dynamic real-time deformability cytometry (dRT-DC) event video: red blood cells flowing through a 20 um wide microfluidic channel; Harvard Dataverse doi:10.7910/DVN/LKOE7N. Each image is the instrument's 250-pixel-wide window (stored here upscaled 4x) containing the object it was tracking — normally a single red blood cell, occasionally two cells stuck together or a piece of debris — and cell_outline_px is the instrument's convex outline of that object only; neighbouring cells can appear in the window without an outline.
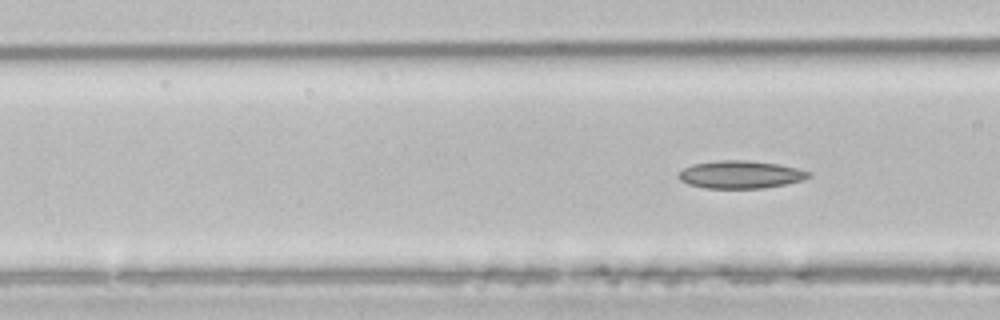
{"species": "common noctule bat (a hibernating species)", "species_latin": "Nyctalus noctula", "temperature_condition": "room temperature", "stored_images_in_passage": 6, "camera_frame_rate_fps": 3000, "um_per_image_px": 0.085, "animal": {"sex": "male", "body_mass_g": 21.5, "forearm_length_mm": 52.0}, "frame": {"image": 1, "passage_image": 4, "time_ms": 4.667, "image_size_px": [1000, 320], "cell_outline_px": [[812, 176], [804, 180], [764, 188], [704, 188], [688, 184], [680, 180], [676, 176], [684, 168], [692, 164], [720, 160], [744, 160], [780, 164], [812, 172]], "centroid_in_image_um": [62.95, 14.84], "position_along_channel_um": 103.6, "area_um2": 21.1}}
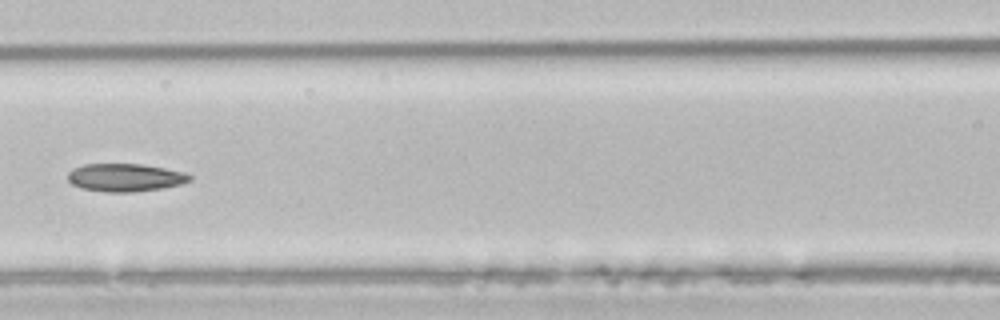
{"frame": {"image": 2, "passage_image": 5, "time_ms": 6.0, "image_size_px": [1000, 320], "cell_outline_px": [[192, 180], [180, 184], [164, 188], [132, 192], [104, 192], [80, 188], [72, 184], [68, 180], [68, 172], [72, 168], [84, 164], [144, 164], [184, 172], [192, 176]], "centroid_in_image_um": [10.63, 15.09], "position_along_channel_um": 156.0, "area_um2": 20.0}}
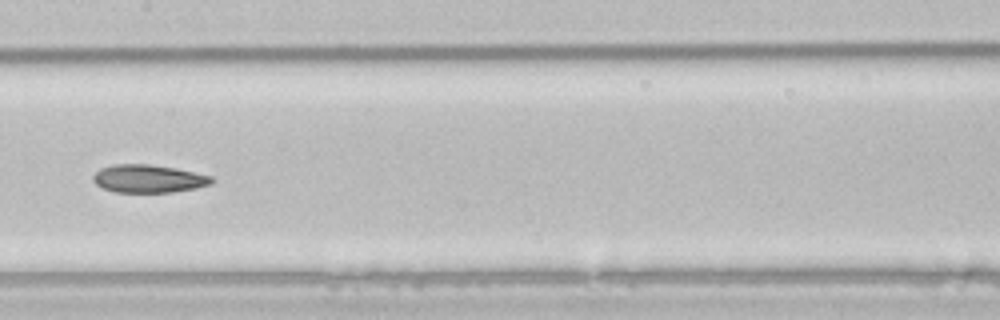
{"frame": {"image": 3, "passage_image": 6, "time_ms": 7.0, "image_size_px": [1000, 320], "cell_outline_px": [[216, 180], [212, 184], [196, 188], [172, 192], [116, 192], [104, 188], [96, 184], [92, 180], [92, 176], [100, 168], [112, 164], [148, 164], [176, 168], [212, 176]], "centroid_in_image_um": [12.64, 15.18], "position_along_channel_um": 194.8, "area_um2": 19.42}}